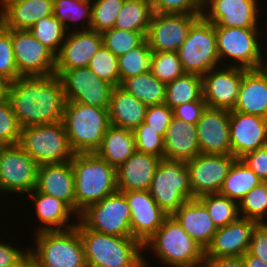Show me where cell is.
I'll use <instances>...</instances> for the list:
<instances>
[{
    "instance_id": "cell-25",
    "label": "cell",
    "mask_w": 267,
    "mask_h": 267,
    "mask_svg": "<svg viewBox=\"0 0 267 267\" xmlns=\"http://www.w3.org/2000/svg\"><path fill=\"white\" fill-rule=\"evenodd\" d=\"M161 159L135 151L116 169L117 191H148Z\"/></svg>"
},
{
    "instance_id": "cell-2",
    "label": "cell",
    "mask_w": 267,
    "mask_h": 267,
    "mask_svg": "<svg viewBox=\"0 0 267 267\" xmlns=\"http://www.w3.org/2000/svg\"><path fill=\"white\" fill-rule=\"evenodd\" d=\"M75 227L82 240L87 267H148L139 240L99 233L87 229L79 220Z\"/></svg>"
},
{
    "instance_id": "cell-54",
    "label": "cell",
    "mask_w": 267,
    "mask_h": 267,
    "mask_svg": "<svg viewBox=\"0 0 267 267\" xmlns=\"http://www.w3.org/2000/svg\"><path fill=\"white\" fill-rule=\"evenodd\" d=\"M28 254L29 248L22 251L11 246V243L4 242V240L0 241V267H16Z\"/></svg>"
},
{
    "instance_id": "cell-42",
    "label": "cell",
    "mask_w": 267,
    "mask_h": 267,
    "mask_svg": "<svg viewBox=\"0 0 267 267\" xmlns=\"http://www.w3.org/2000/svg\"><path fill=\"white\" fill-rule=\"evenodd\" d=\"M150 71L164 84L186 74L177 52H152Z\"/></svg>"
},
{
    "instance_id": "cell-22",
    "label": "cell",
    "mask_w": 267,
    "mask_h": 267,
    "mask_svg": "<svg viewBox=\"0 0 267 267\" xmlns=\"http://www.w3.org/2000/svg\"><path fill=\"white\" fill-rule=\"evenodd\" d=\"M257 224L253 220L239 217L234 222L217 228L211 243L205 249V259L243 256L248 251Z\"/></svg>"
},
{
    "instance_id": "cell-52",
    "label": "cell",
    "mask_w": 267,
    "mask_h": 267,
    "mask_svg": "<svg viewBox=\"0 0 267 267\" xmlns=\"http://www.w3.org/2000/svg\"><path fill=\"white\" fill-rule=\"evenodd\" d=\"M206 108V102L203 97L198 101H192L179 105L173 109V116L176 119L196 125Z\"/></svg>"
},
{
    "instance_id": "cell-36",
    "label": "cell",
    "mask_w": 267,
    "mask_h": 267,
    "mask_svg": "<svg viewBox=\"0 0 267 267\" xmlns=\"http://www.w3.org/2000/svg\"><path fill=\"white\" fill-rule=\"evenodd\" d=\"M202 97V76L186 73L166 84L164 103L173 110L179 105L198 101Z\"/></svg>"
},
{
    "instance_id": "cell-55",
    "label": "cell",
    "mask_w": 267,
    "mask_h": 267,
    "mask_svg": "<svg viewBox=\"0 0 267 267\" xmlns=\"http://www.w3.org/2000/svg\"><path fill=\"white\" fill-rule=\"evenodd\" d=\"M204 267H246L242 256L205 259Z\"/></svg>"
},
{
    "instance_id": "cell-41",
    "label": "cell",
    "mask_w": 267,
    "mask_h": 267,
    "mask_svg": "<svg viewBox=\"0 0 267 267\" xmlns=\"http://www.w3.org/2000/svg\"><path fill=\"white\" fill-rule=\"evenodd\" d=\"M242 218L253 220L258 224L267 223V182H261L247 193L238 203Z\"/></svg>"
},
{
    "instance_id": "cell-56",
    "label": "cell",
    "mask_w": 267,
    "mask_h": 267,
    "mask_svg": "<svg viewBox=\"0 0 267 267\" xmlns=\"http://www.w3.org/2000/svg\"><path fill=\"white\" fill-rule=\"evenodd\" d=\"M246 267H267V264L248 251L242 256Z\"/></svg>"
},
{
    "instance_id": "cell-51",
    "label": "cell",
    "mask_w": 267,
    "mask_h": 267,
    "mask_svg": "<svg viewBox=\"0 0 267 267\" xmlns=\"http://www.w3.org/2000/svg\"><path fill=\"white\" fill-rule=\"evenodd\" d=\"M240 160L263 182H267V145L245 154Z\"/></svg>"
},
{
    "instance_id": "cell-35",
    "label": "cell",
    "mask_w": 267,
    "mask_h": 267,
    "mask_svg": "<svg viewBox=\"0 0 267 267\" xmlns=\"http://www.w3.org/2000/svg\"><path fill=\"white\" fill-rule=\"evenodd\" d=\"M153 10L149 0H125L114 28L147 35Z\"/></svg>"
},
{
    "instance_id": "cell-1",
    "label": "cell",
    "mask_w": 267,
    "mask_h": 267,
    "mask_svg": "<svg viewBox=\"0 0 267 267\" xmlns=\"http://www.w3.org/2000/svg\"><path fill=\"white\" fill-rule=\"evenodd\" d=\"M7 99L22 128L61 122L66 99L57 75L18 77Z\"/></svg>"
},
{
    "instance_id": "cell-46",
    "label": "cell",
    "mask_w": 267,
    "mask_h": 267,
    "mask_svg": "<svg viewBox=\"0 0 267 267\" xmlns=\"http://www.w3.org/2000/svg\"><path fill=\"white\" fill-rule=\"evenodd\" d=\"M22 127L8 99L0 101V146L18 145Z\"/></svg>"
},
{
    "instance_id": "cell-16",
    "label": "cell",
    "mask_w": 267,
    "mask_h": 267,
    "mask_svg": "<svg viewBox=\"0 0 267 267\" xmlns=\"http://www.w3.org/2000/svg\"><path fill=\"white\" fill-rule=\"evenodd\" d=\"M202 14L153 13L145 39L152 52H177Z\"/></svg>"
},
{
    "instance_id": "cell-45",
    "label": "cell",
    "mask_w": 267,
    "mask_h": 267,
    "mask_svg": "<svg viewBox=\"0 0 267 267\" xmlns=\"http://www.w3.org/2000/svg\"><path fill=\"white\" fill-rule=\"evenodd\" d=\"M88 67L102 80L113 87L120 86L118 57L110 52L103 44L92 56Z\"/></svg>"
},
{
    "instance_id": "cell-59",
    "label": "cell",
    "mask_w": 267,
    "mask_h": 267,
    "mask_svg": "<svg viewBox=\"0 0 267 267\" xmlns=\"http://www.w3.org/2000/svg\"><path fill=\"white\" fill-rule=\"evenodd\" d=\"M263 57L264 55L262 53L258 69L267 78V61H265Z\"/></svg>"
},
{
    "instance_id": "cell-32",
    "label": "cell",
    "mask_w": 267,
    "mask_h": 267,
    "mask_svg": "<svg viewBox=\"0 0 267 267\" xmlns=\"http://www.w3.org/2000/svg\"><path fill=\"white\" fill-rule=\"evenodd\" d=\"M136 151L132 130L110 125L95 154L117 169Z\"/></svg>"
},
{
    "instance_id": "cell-3",
    "label": "cell",
    "mask_w": 267,
    "mask_h": 267,
    "mask_svg": "<svg viewBox=\"0 0 267 267\" xmlns=\"http://www.w3.org/2000/svg\"><path fill=\"white\" fill-rule=\"evenodd\" d=\"M75 174V213L100 202L117 191L116 169L95 153H75L71 159Z\"/></svg>"
},
{
    "instance_id": "cell-30",
    "label": "cell",
    "mask_w": 267,
    "mask_h": 267,
    "mask_svg": "<svg viewBox=\"0 0 267 267\" xmlns=\"http://www.w3.org/2000/svg\"><path fill=\"white\" fill-rule=\"evenodd\" d=\"M147 107L121 86H115L108 107L110 125L134 131L144 121Z\"/></svg>"
},
{
    "instance_id": "cell-49",
    "label": "cell",
    "mask_w": 267,
    "mask_h": 267,
    "mask_svg": "<svg viewBox=\"0 0 267 267\" xmlns=\"http://www.w3.org/2000/svg\"><path fill=\"white\" fill-rule=\"evenodd\" d=\"M153 13L202 14V0H149Z\"/></svg>"
},
{
    "instance_id": "cell-26",
    "label": "cell",
    "mask_w": 267,
    "mask_h": 267,
    "mask_svg": "<svg viewBox=\"0 0 267 267\" xmlns=\"http://www.w3.org/2000/svg\"><path fill=\"white\" fill-rule=\"evenodd\" d=\"M0 6V22L7 29L29 30L41 18L53 15V0H0Z\"/></svg>"
},
{
    "instance_id": "cell-39",
    "label": "cell",
    "mask_w": 267,
    "mask_h": 267,
    "mask_svg": "<svg viewBox=\"0 0 267 267\" xmlns=\"http://www.w3.org/2000/svg\"><path fill=\"white\" fill-rule=\"evenodd\" d=\"M207 208L216 228L224 227L240 217L238 203L220 194H207L198 198Z\"/></svg>"
},
{
    "instance_id": "cell-13",
    "label": "cell",
    "mask_w": 267,
    "mask_h": 267,
    "mask_svg": "<svg viewBox=\"0 0 267 267\" xmlns=\"http://www.w3.org/2000/svg\"><path fill=\"white\" fill-rule=\"evenodd\" d=\"M38 166L19 145L0 146L1 192L31 193L36 188Z\"/></svg>"
},
{
    "instance_id": "cell-17",
    "label": "cell",
    "mask_w": 267,
    "mask_h": 267,
    "mask_svg": "<svg viewBox=\"0 0 267 267\" xmlns=\"http://www.w3.org/2000/svg\"><path fill=\"white\" fill-rule=\"evenodd\" d=\"M257 4L258 0H202V16L215 27L258 28Z\"/></svg>"
},
{
    "instance_id": "cell-15",
    "label": "cell",
    "mask_w": 267,
    "mask_h": 267,
    "mask_svg": "<svg viewBox=\"0 0 267 267\" xmlns=\"http://www.w3.org/2000/svg\"><path fill=\"white\" fill-rule=\"evenodd\" d=\"M236 158L232 154H199L186 162L192 199L219 193Z\"/></svg>"
},
{
    "instance_id": "cell-40",
    "label": "cell",
    "mask_w": 267,
    "mask_h": 267,
    "mask_svg": "<svg viewBox=\"0 0 267 267\" xmlns=\"http://www.w3.org/2000/svg\"><path fill=\"white\" fill-rule=\"evenodd\" d=\"M152 51L145 39L138 47L118 57L120 85L127 79L150 70Z\"/></svg>"
},
{
    "instance_id": "cell-18",
    "label": "cell",
    "mask_w": 267,
    "mask_h": 267,
    "mask_svg": "<svg viewBox=\"0 0 267 267\" xmlns=\"http://www.w3.org/2000/svg\"><path fill=\"white\" fill-rule=\"evenodd\" d=\"M202 76L203 99L207 107L231 111L236 106L240 83L247 69L225 66Z\"/></svg>"
},
{
    "instance_id": "cell-47",
    "label": "cell",
    "mask_w": 267,
    "mask_h": 267,
    "mask_svg": "<svg viewBox=\"0 0 267 267\" xmlns=\"http://www.w3.org/2000/svg\"><path fill=\"white\" fill-rule=\"evenodd\" d=\"M13 52L11 29L0 22V77L9 83L19 77Z\"/></svg>"
},
{
    "instance_id": "cell-48",
    "label": "cell",
    "mask_w": 267,
    "mask_h": 267,
    "mask_svg": "<svg viewBox=\"0 0 267 267\" xmlns=\"http://www.w3.org/2000/svg\"><path fill=\"white\" fill-rule=\"evenodd\" d=\"M136 151L151 154L163 159L164 137L156 130L148 128L144 121L133 131Z\"/></svg>"
},
{
    "instance_id": "cell-37",
    "label": "cell",
    "mask_w": 267,
    "mask_h": 267,
    "mask_svg": "<svg viewBox=\"0 0 267 267\" xmlns=\"http://www.w3.org/2000/svg\"><path fill=\"white\" fill-rule=\"evenodd\" d=\"M53 15L64 25L67 32L71 31L70 23L76 26L77 21H81L79 26L82 27L76 30H89L92 19V0H53Z\"/></svg>"
},
{
    "instance_id": "cell-5",
    "label": "cell",
    "mask_w": 267,
    "mask_h": 267,
    "mask_svg": "<svg viewBox=\"0 0 267 267\" xmlns=\"http://www.w3.org/2000/svg\"><path fill=\"white\" fill-rule=\"evenodd\" d=\"M74 153H95L110 126L108 108L66 101L62 119Z\"/></svg>"
},
{
    "instance_id": "cell-20",
    "label": "cell",
    "mask_w": 267,
    "mask_h": 267,
    "mask_svg": "<svg viewBox=\"0 0 267 267\" xmlns=\"http://www.w3.org/2000/svg\"><path fill=\"white\" fill-rule=\"evenodd\" d=\"M130 207L132 238L143 245L161 227L168 215L157 205L149 191H122Z\"/></svg>"
},
{
    "instance_id": "cell-27",
    "label": "cell",
    "mask_w": 267,
    "mask_h": 267,
    "mask_svg": "<svg viewBox=\"0 0 267 267\" xmlns=\"http://www.w3.org/2000/svg\"><path fill=\"white\" fill-rule=\"evenodd\" d=\"M172 216L204 250L211 243L217 228L198 198L187 200Z\"/></svg>"
},
{
    "instance_id": "cell-4",
    "label": "cell",
    "mask_w": 267,
    "mask_h": 267,
    "mask_svg": "<svg viewBox=\"0 0 267 267\" xmlns=\"http://www.w3.org/2000/svg\"><path fill=\"white\" fill-rule=\"evenodd\" d=\"M154 251L165 265L172 267H204L205 250L193 240L173 218L168 216L161 227L143 245Z\"/></svg>"
},
{
    "instance_id": "cell-44",
    "label": "cell",
    "mask_w": 267,
    "mask_h": 267,
    "mask_svg": "<svg viewBox=\"0 0 267 267\" xmlns=\"http://www.w3.org/2000/svg\"><path fill=\"white\" fill-rule=\"evenodd\" d=\"M125 0H93L90 29L99 33L114 28Z\"/></svg>"
},
{
    "instance_id": "cell-53",
    "label": "cell",
    "mask_w": 267,
    "mask_h": 267,
    "mask_svg": "<svg viewBox=\"0 0 267 267\" xmlns=\"http://www.w3.org/2000/svg\"><path fill=\"white\" fill-rule=\"evenodd\" d=\"M248 252L267 264V223L257 224L254 228Z\"/></svg>"
},
{
    "instance_id": "cell-24",
    "label": "cell",
    "mask_w": 267,
    "mask_h": 267,
    "mask_svg": "<svg viewBox=\"0 0 267 267\" xmlns=\"http://www.w3.org/2000/svg\"><path fill=\"white\" fill-rule=\"evenodd\" d=\"M35 189L64 201L75 212V174L71 161L39 165Z\"/></svg>"
},
{
    "instance_id": "cell-33",
    "label": "cell",
    "mask_w": 267,
    "mask_h": 267,
    "mask_svg": "<svg viewBox=\"0 0 267 267\" xmlns=\"http://www.w3.org/2000/svg\"><path fill=\"white\" fill-rule=\"evenodd\" d=\"M263 182L245 163L236 159L218 194L239 203L255 186Z\"/></svg>"
},
{
    "instance_id": "cell-8",
    "label": "cell",
    "mask_w": 267,
    "mask_h": 267,
    "mask_svg": "<svg viewBox=\"0 0 267 267\" xmlns=\"http://www.w3.org/2000/svg\"><path fill=\"white\" fill-rule=\"evenodd\" d=\"M148 191L168 216L173 215L192 199L186 162L161 159Z\"/></svg>"
},
{
    "instance_id": "cell-43",
    "label": "cell",
    "mask_w": 267,
    "mask_h": 267,
    "mask_svg": "<svg viewBox=\"0 0 267 267\" xmlns=\"http://www.w3.org/2000/svg\"><path fill=\"white\" fill-rule=\"evenodd\" d=\"M101 34L103 45L117 57L138 47L146 37L140 32L125 31L117 28L106 30Z\"/></svg>"
},
{
    "instance_id": "cell-28",
    "label": "cell",
    "mask_w": 267,
    "mask_h": 267,
    "mask_svg": "<svg viewBox=\"0 0 267 267\" xmlns=\"http://www.w3.org/2000/svg\"><path fill=\"white\" fill-rule=\"evenodd\" d=\"M199 154L196 126L173 117L164 137L163 159L188 162Z\"/></svg>"
},
{
    "instance_id": "cell-57",
    "label": "cell",
    "mask_w": 267,
    "mask_h": 267,
    "mask_svg": "<svg viewBox=\"0 0 267 267\" xmlns=\"http://www.w3.org/2000/svg\"><path fill=\"white\" fill-rule=\"evenodd\" d=\"M9 82L0 77V101L7 98Z\"/></svg>"
},
{
    "instance_id": "cell-12",
    "label": "cell",
    "mask_w": 267,
    "mask_h": 267,
    "mask_svg": "<svg viewBox=\"0 0 267 267\" xmlns=\"http://www.w3.org/2000/svg\"><path fill=\"white\" fill-rule=\"evenodd\" d=\"M61 80L66 101L87 106L108 108L113 86L100 79L88 66L70 70H55Z\"/></svg>"
},
{
    "instance_id": "cell-19",
    "label": "cell",
    "mask_w": 267,
    "mask_h": 267,
    "mask_svg": "<svg viewBox=\"0 0 267 267\" xmlns=\"http://www.w3.org/2000/svg\"><path fill=\"white\" fill-rule=\"evenodd\" d=\"M195 126L201 153L232 154L230 111L206 106Z\"/></svg>"
},
{
    "instance_id": "cell-38",
    "label": "cell",
    "mask_w": 267,
    "mask_h": 267,
    "mask_svg": "<svg viewBox=\"0 0 267 267\" xmlns=\"http://www.w3.org/2000/svg\"><path fill=\"white\" fill-rule=\"evenodd\" d=\"M28 31L55 55L67 35L64 25L54 15L41 18Z\"/></svg>"
},
{
    "instance_id": "cell-6",
    "label": "cell",
    "mask_w": 267,
    "mask_h": 267,
    "mask_svg": "<svg viewBox=\"0 0 267 267\" xmlns=\"http://www.w3.org/2000/svg\"><path fill=\"white\" fill-rule=\"evenodd\" d=\"M35 233L36 248L29 247V255L42 267H87L76 227Z\"/></svg>"
},
{
    "instance_id": "cell-11",
    "label": "cell",
    "mask_w": 267,
    "mask_h": 267,
    "mask_svg": "<svg viewBox=\"0 0 267 267\" xmlns=\"http://www.w3.org/2000/svg\"><path fill=\"white\" fill-rule=\"evenodd\" d=\"M258 29L215 27L219 60L231 59L226 66L258 69L262 55Z\"/></svg>"
},
{
    "instance_id": "cell-23",
    "label": "cell",
    "mask_w": 267,
    "mask_h": 267,
    "mask_svg": "<svg viewBox=\"0 0 267 267\" xmlns=\"http://www.w3.org/2000/svg\"><path fill=\"white\" fill-rule=\"evenodd\" d=\"M71 30L55 55V70L87 67L92 56L102 46V34L91 29Z\"/></svg>"
},
{
    "instance_id": "cell-10",
    "label": "cell",
    "mask_w": 267,
    "mask_h": 267,
    "mask_svg": "<svg viewBox=\"0 0 267 267\" xmlns=\"http://www.w3.org/2000/svg\"><path fill=\"white\" fill-rule=\"evenodd\" d=\"M78 219L87 229L108 235L132 237L130 207L121 191L88 206L79 214Z\"/></svg>"
},
{
    "instance_id": "cell-14",
    "label": "cell",
    "mask_w": 267,
    "mask_h": 267,
    "mask_svg": "<svg viewBox=\"0 0 267 267\" xmlns=\"http://www.w3.org/2000/svg\"><path fill=\"white\" fill-rule=\"evenodd\" d=\"M11 40L19 77L54 75L55 54L28 30L11 29Z\"/></svg>"
},
{
    "instance_id": "cell-31",
    "label": "cell",
    "mask_w": 267,
    "mask_h": 267,
    "mask_svg": "<svg viewBox=\"0 0 267 267\" xmlns=\"http://www.w3.org/2000/svg\"><path fill=\"white\" fill-rule=\"evenodd\" d=\"M35 202L36 217L41 226L35 232L67 230L73 228L77 223H69L73 214H77L64 202L53 196L46 195L34 189L28 195Z\"/></svg>"
},
{
    "instance_id": "cell-58",
    "label": "cell",
    "mask_w": 267,
    "mask_h": 267,
    "mask_svg": "<svg viewBox=\"0 0 267 267\" xmlns=\"http://www.w3.org/2000/svg\"><path fill=\"white\" fill-rule=\"evenodd\" d=\"M22 267H42V266L28 254V256L22 261Z\"/></svg>"
},
{
    "instance_id": "cell-7",
    "label": "cell",
    "mask_w": 267,
    "mask_h": 267,
    "mask_svg": "<svg viewBox=\"0 0 267 267\" xmlns=\"http://www.w3.org/2000/svg\"><path fill=\"white\" fill-rule=\"evenodd\" d=\"M18 145L38 165L71 161L75 154L62 121L22 128Z\"/></svg>"
},
{
    "instance_id": "cell-60",
    "label": "cell",
    "mask_w": 267,
    "mask_h": 267,
    "mask_svg": "<svg viewBox=\"0 0 267 267\" xmlns=\"http://www.w3.org/2000/svg\"><path fill=\"white\" fill-rule=\"evenodd\" d=\"M16 267H22V262L19 265H17Z\"/></svg>"
},
{
    "instance_id": "cell-50",
    "label": "cell",
    "mask_w": 267,
    "mask_h": 267,
    "mask_svg": "<svg viewBox=\"0 0 267 267\" xmlns=\"http://www.w3.org/2000/svg\"><path fill=\"white\" fill-rule=\"evenodd\" d=\"M173 117V110L165 103L151 105L146 109L144 122L148 124V128L156 130L161 136L165 137Z\"/></svg>"
},
{
    "instance_id": "cell-21",
    "label": "cell",
    "mask_w": 267,
    "mask_h": 267,
    "mask_svg": "<svg viewBox=\"0 0 267 267\" xmlns=\"http://www.w3.org/2000/svg\"><path fill=\"white\" fill-rule=\"evenodd\" d=\"M230 144L236 159L266 146L267 118L231 110Z\"/></svg>"
},
{
    "instance_id": "cell-34",
    "label": "cell",
    "mask_w": 267,
    "mask_h": 267,
    "mask_svg": "<svg viewBox=\"0 0 267 267\" xmlns=\"http://www.w3.org/2000/svg\"><path fill=\"white\" fill-rule=\"evenodd\" d=\"M120 86L146 106L163 104L165 101L166 84L156 78L150 70L125 79Z\"/></svg>"
},
{
    "instance_id": "cell-29",
    "label": "cell",
    "mask_w": 267,
    "mask_h": 267,
    "mask_svg": "<svg viewBox=\"0 0 267 267\" xmlns=\"http://www.w3.org/2000/svg\"><path fill=\"white\" fill-rule=\"evenodd\" d=\"M233 111L267 118V78L259 69L244 72Z\"/></svg>"
},
{
    "instance_id": "cell-9",
    "label": "cell",
    "mask_w": 267,
    "mask_h": 267,
    "mask_svg": "<svg viewBox=\"0 0 267 267\" xmlns=\"http://www.w3.org/2000/svg\"><path fill=\"white\" fill-rule=\"evenodd\" d=\"M186 73L203 76L220 64L215 26L202 15L190 27L177 51Z\"/></svg>"
}]
</instances>
